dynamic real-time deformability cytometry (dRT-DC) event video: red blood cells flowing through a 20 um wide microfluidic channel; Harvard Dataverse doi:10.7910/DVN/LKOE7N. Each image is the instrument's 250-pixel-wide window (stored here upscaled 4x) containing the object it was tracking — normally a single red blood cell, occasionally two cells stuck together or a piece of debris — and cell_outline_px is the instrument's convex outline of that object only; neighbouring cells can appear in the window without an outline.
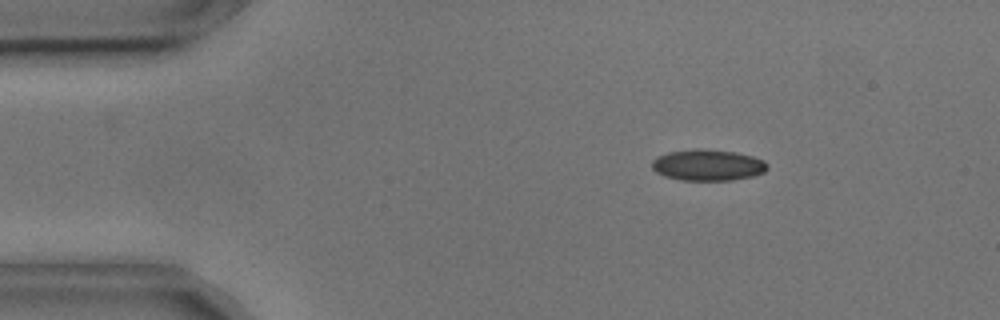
{"species": "common noctule bat (a hibernating species)", "species_latin": "Nyctalus noctula", "temperature_condition": "cold", "stored_images_in_passage": 3, "camera_frame_rate_fps": 3000, "um_per_image_px": 0.085, "animal": {"sex": "male", "body_mass_g": 17.9, "forearm_length_mm": 54.2}, "frame": {"image": 1, "passage_image": 1, "time_ms": 0.0, "image_size_px": [1000, 320], "cell_outline_px": [[768, 168], [764, 172], [752, 176], [732, 180], [680, 180], [664, 176], [656, 172], [652, 168], [652, 160], [656, 156], [668, 152], [700, 148], [736, 152], [752, 156], [764, 160], [768, 164]], "centroid_in_image_um": [60.15, 14.03], "position_along_channel_um": 24.8, "area_um2": 21.1}}